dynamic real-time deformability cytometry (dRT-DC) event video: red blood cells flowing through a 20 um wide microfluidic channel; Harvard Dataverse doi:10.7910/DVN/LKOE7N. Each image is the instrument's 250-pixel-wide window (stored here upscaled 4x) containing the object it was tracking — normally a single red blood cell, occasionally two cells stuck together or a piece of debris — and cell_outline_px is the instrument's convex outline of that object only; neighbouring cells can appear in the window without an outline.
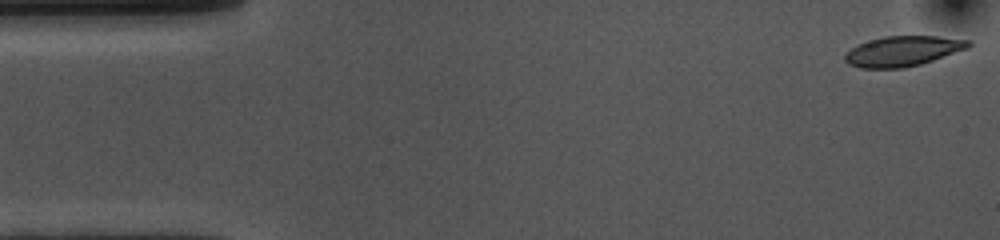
{"species": "common noctule bat (a hibernating species)", "species_latin": "Nyctalus noctula", "temperature_condition": "cold", "stored_images_in_passage": 54, "camera_frame_rate_fps": 3000, "um_per_image_px": 0.085, "animal": {"sex": "female", "body_mass_g": 10.0, "forearm_length_mm": 53.1}, "frame": {"image": 1, "passage_image": 1, "time_ms": 0.0, "image_size_px": [1000, 240], "cell_outline_px": [[972, 44], [968, 48], [920, 64], [904, 68], [860, 68], [848, 64], [844, 60], [844, 56], [852, 48], [860, 44], [884, 36], [936, 36], [972, 40]], "centroid_in_image_um": [76.76, 4.35], "position_along_channel_um": 8.2, "area_um2": 21.5}}
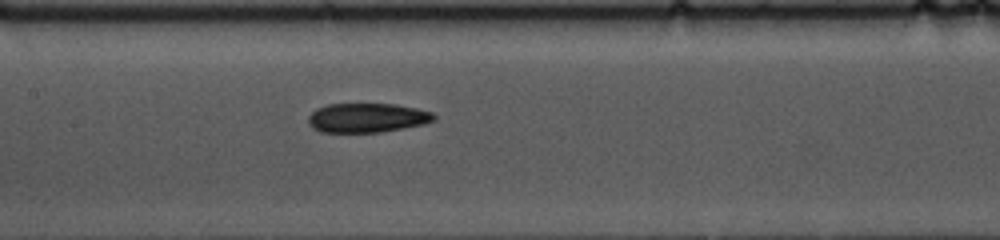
{"frame": {"image": 2, "passage_image": 24, "time_ms": 7.667, "image_size_px": [1000, 240], "cell_outline_px": [[436, 120], [424, 124], [404, 128], [380, 132], [320, 132], [312, 128], [308, 124], [308, 116], [316, 108], [328, 104], [396, 104], [416, 108], [432, 112], [436, 116]], "centroid_in_image_um": [31.2, 10.01], "position_along_channel_um": 176.2, "area_um2": 21.62}}
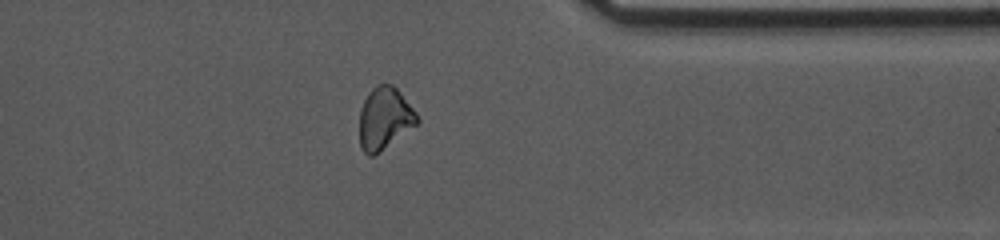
{"frame": {"image": 3, "passage_image": 42, "time_ms": 13.667, "image_size_px": [1000, 240], "cell_outline_px": [[420, 120], [416, 124], [380, 152], [372, 156], [368, 156], [360, 148], [360, 108], [368, 92], [372, 88], [380, 84], [392, 84], [400, 92], [416, 112]], "centroid_in_image_um": [32.67, 10.07], "position_along_channel_um": 378.7, "area_um2": 20.75}, "authors_computed_cell_mechanics": {"area_um2": 22.2241, "velocity_mm_per_s": 3.5906, "shape_relaxation_time_tau1_ms": 6.7252, "shape_relaxation_time_tau2_ms": 8.1003, "deformation_change_tau1": 0.151, "deformation_change_tau2": 0.1508}}